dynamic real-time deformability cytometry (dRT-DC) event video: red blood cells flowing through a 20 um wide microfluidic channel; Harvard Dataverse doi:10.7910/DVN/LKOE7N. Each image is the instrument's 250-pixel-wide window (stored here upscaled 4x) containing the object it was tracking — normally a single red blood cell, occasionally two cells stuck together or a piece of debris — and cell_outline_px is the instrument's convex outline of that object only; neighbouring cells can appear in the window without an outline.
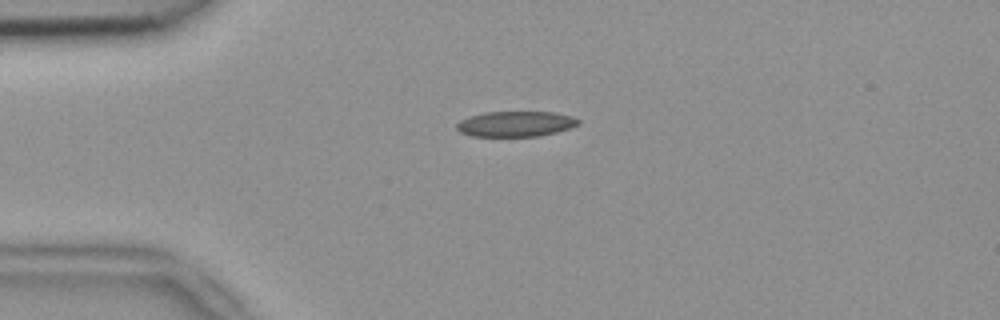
{"species": "common noctule bat (a hibernating species)", "species_latin": "Nyctalus noctula", "temperature_condition": "room temperature", "stored_images_in_passage": 42, "camera_frame_rate_fps": 3000, "um_per_image_px": 0.085, "animal": {"sex": "female", "body_mass_g": 18.4}, "frame": {"image": 1, "passage_image": 2, "time_ms": 0.333, "image_size_px": [1000, 320], "cell_outline_px": [[580, 124], [556, 132], [540, 136], [472, 136], [460, 132], [456, 128], [456, 124], [460, 120], [468, 116], [484, 112], [556, 112], [572, 116], [580, 120]], "centroid_in_image_um": [43.82, 10.52], "position_along_channel_um": 41.2, "area_um2": 18.09}}
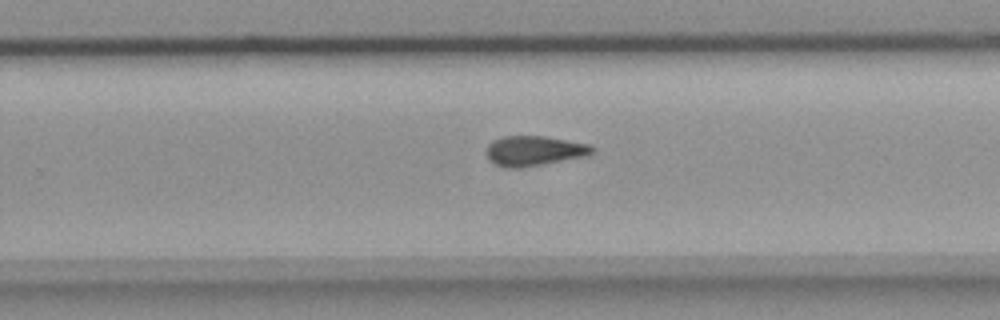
{"frame": {"image": 2, "passage_image": 23, "time_ms": 7.333, "image_size_px": [1000, 320], "cell_outline_px": [[596, 152], [592, 156], [520, 168], [508, 168], [496, 164], [488, 160], [488, 144], [492, 140], [504, 136], [544, 136], [592, 144], [596, 148]], "centroid_in_image_um": [45.52, 12.82], "position_along_channel_um": 284.3, "area_um2": 18.9}}
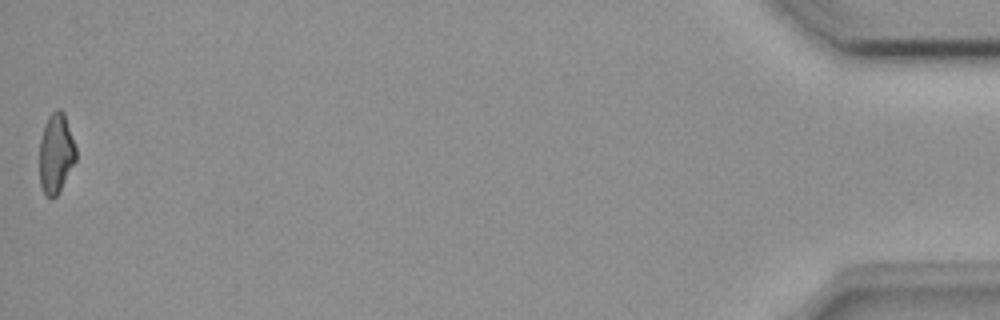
{"frame": {"image": 3, "passage_image": 42, "time_ms": 13.667, "image_size_px": [1000, 320], "cell_outline_px": [[76, 160], [60, 192], [52, 200], [44, 192], [40, 184], [40, 140], [44, 124], [48, 116], [56, 108], [60, 108], [64, 112], [76, 148]], "centroid_in_image_um": [4.76, 13.03], "position_along_channel_um": 430.4, "area_um2": 17.11}, "authors_computed_cell_mechanics": {"area_um2": 18.2648, "velocity_mm_per_s": 3.8304, "shape_relaxation_time_tau1_ms": null, "shape_relaxation_time_tau2_ms": 8.1393, "deformation_change_tau1": null, "deformation_change_tau2": 0.1736}}